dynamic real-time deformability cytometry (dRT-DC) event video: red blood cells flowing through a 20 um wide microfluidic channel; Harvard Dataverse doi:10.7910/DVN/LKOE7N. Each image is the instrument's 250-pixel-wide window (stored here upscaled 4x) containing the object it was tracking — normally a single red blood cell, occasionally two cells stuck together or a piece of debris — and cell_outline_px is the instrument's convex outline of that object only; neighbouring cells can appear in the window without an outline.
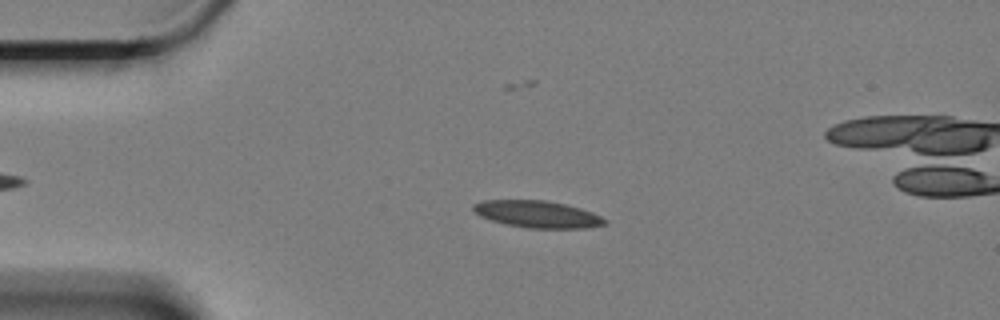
{"species": "Egyptian fruit bat (a non-hibernating species)", "species_latin": "Rousettus aegyptiacus", "temperature_condition": "cold", "stored_images_in_passage": 53, "camera_frame_rate_fps": 3000, "um_per_image_px": 0.085, "animal": {"sex": "female"}, "frame": {"image": 1, "passage_image": 13, "time_ms": 4.0, "image_size_px": [1000, 320], "cell_outline_px": [[608, 220], [604, 224], [584, 228], [528, 228], [504, 224], [480, 216], [472, 208], [472, 204], [484, 200], [544, 200], [564, 204], [580, 208], [592, 212]], "centroid_in_image_um": [45.66, 18.2], "position_along_channel_um": 39.3, "area_um2": 20.52}}
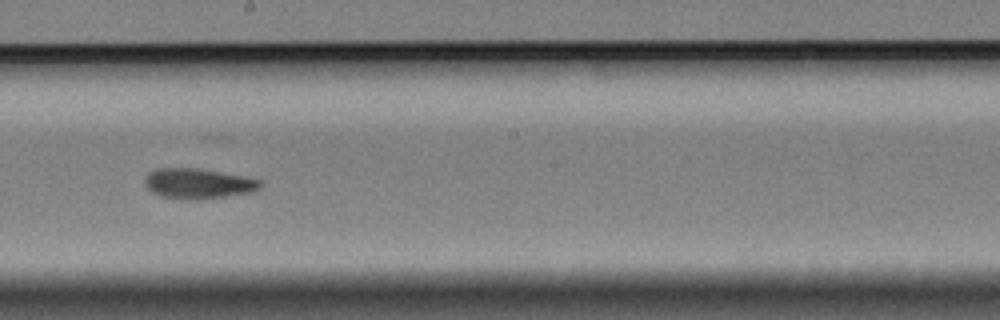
{"frame": {"image": 2, "passage_image": 33, "time_ms": 10.667, "image_size_px": [1000, 320], "cell_outline_px": [[264, 184], [260, 188], [252, 192], [196, 200], [188, 200], [160, 196], [152, 192], [144, 184], [144, 180], [148, 172], [156, 168], [196, 168], [264, 180]], "centroid_in_image_um": [16.83, 15.6], "position_along_channel_um": 231.4, "area_um2": 20.4}}
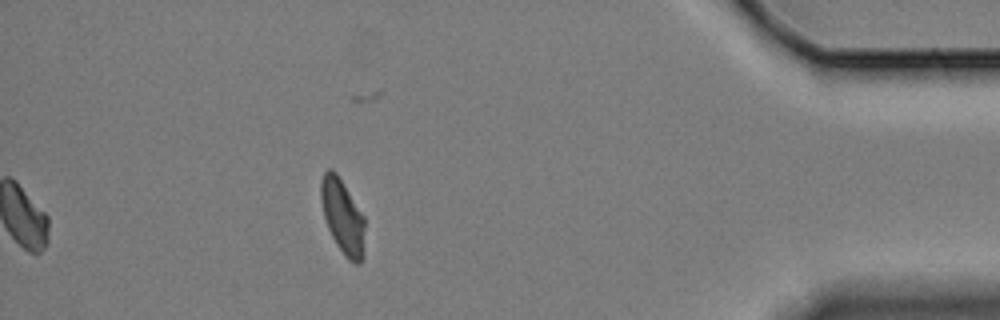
{"frame": {"image": 3, "passage_image": 53, "time_ms": 17.333, "image_size_px": [1000, 320], "cell_outline_px": [[364, 256], [360, 264], [356, 264], [348, 260], [344, 256], [336, 244], [328, 228], [324, 216], [320, 200], [320, 184], [324, 172], [328, 168], [332, 168], [336, 172], [364, 216]], "centroid_in_image_um": [29.12, 18.43], "position_along_channel_um": 406.1, "area_um2": 19.19}, "authors_computed_cell_mechanics": {"area_um2": 19.8254, "velocity_mm_per_s": 3.3092, "shape_relaxation_time_tau1_ms": null, "shape_relaxation_time_tau2_ms": 3.137, "deformation_change_tau1": null, "deformation_change_tau2": 0.0828}}